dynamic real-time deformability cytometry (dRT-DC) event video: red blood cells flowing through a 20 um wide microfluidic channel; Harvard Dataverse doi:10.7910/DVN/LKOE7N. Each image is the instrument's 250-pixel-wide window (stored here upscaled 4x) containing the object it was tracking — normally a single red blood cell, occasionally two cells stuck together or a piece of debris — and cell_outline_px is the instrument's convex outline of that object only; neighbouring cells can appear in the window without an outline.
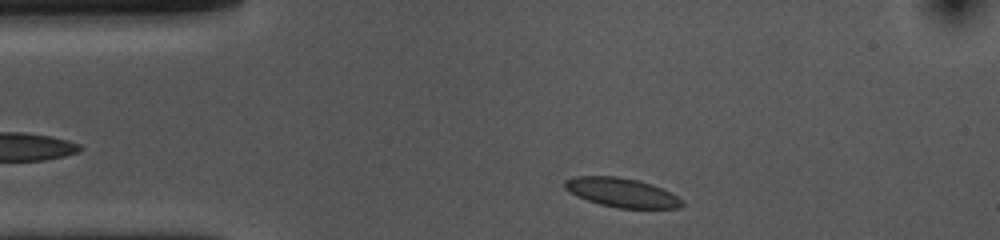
{"species": "common noctule bat (a hibernating species)", "species_latin": "Nyctalus noctula", "temperature_condition": "cold", "stored_images_in_passage": 35, "camera_frame_rate_fps": 3000, "um_per_image_px": 0.085, "animal": {"sex": "female", "body_mass_g": 10.0, "forearm_length_mm": 53.1}, "frame": {"image": 1, "passage_image": 2, "time_ms": 0.333, "image_size_px": [1000, 240], "cell_outline_px": [[684, 204], [680, 208], [616, 208], [600, 204], [576, 196], [564, 188], [564, 180], [576, 176], [616, 176], [636, 180], [652, 184], [684, 200]], "centroid_in_image_um": [52.83, 16.37], "position_along_channel_um": 32.2, "area_um2": 19.83}}
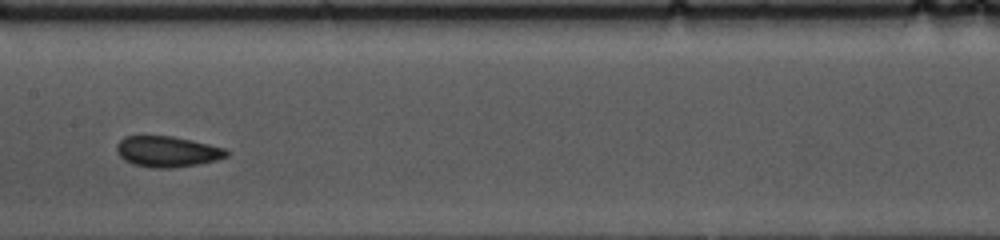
{"frame": {"image": 2, "passage_image": 18, "time_ms": 5.667, "image_size_px": [1000, 240], "cell_outline_px": [[228, 156], [216, 160], [196, 164], [172, 168], [152, 168], [132, 164], [124, 160], [116, 152], [116, 144], [124, 136], [172, 136], [192, 140], [224, 148], [228, 152]], "centroid_in_image_um": [14.17, 12.88], "position_along_channel_um": 193.2, "area_um2": 19.71}}
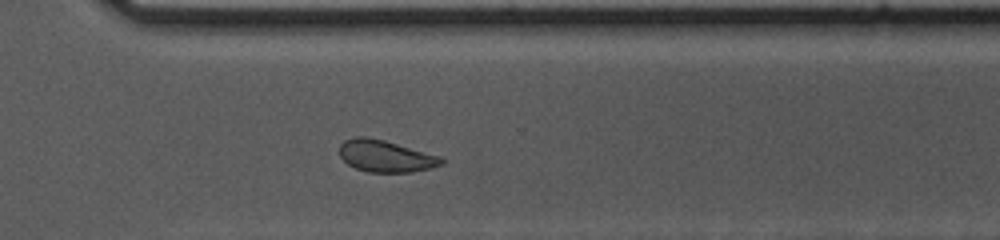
{"frame": {"image": 3, "passage_image": 30, "time_ms": 9.667, "image_size_px": [1000, 240], "cell_outline_px": [[444, 164], [432, 168], [412, 172], [368, 172], [356, 168], [348, 164], [340, 156], [340, 144], [344, 140], [356, 136], [368, 136], [384, 140], [444, 156]], "centroid_in_image_um": [32.83, 13.26], "position_along_channel_um": 337.8, "area_um2": 19.25}, "authors_computed_cell_mechanics": {"area_um2": 19.652, "velocity_mm_per_s": 3.6208, "shape_relaxation_time_tau1_ms": 3.9326, "shape_relaxation_time_tau2_ms": 1.8025, "deformation_change_tau1": 0.0705, "deformation_change_tau2": 0.0596}}